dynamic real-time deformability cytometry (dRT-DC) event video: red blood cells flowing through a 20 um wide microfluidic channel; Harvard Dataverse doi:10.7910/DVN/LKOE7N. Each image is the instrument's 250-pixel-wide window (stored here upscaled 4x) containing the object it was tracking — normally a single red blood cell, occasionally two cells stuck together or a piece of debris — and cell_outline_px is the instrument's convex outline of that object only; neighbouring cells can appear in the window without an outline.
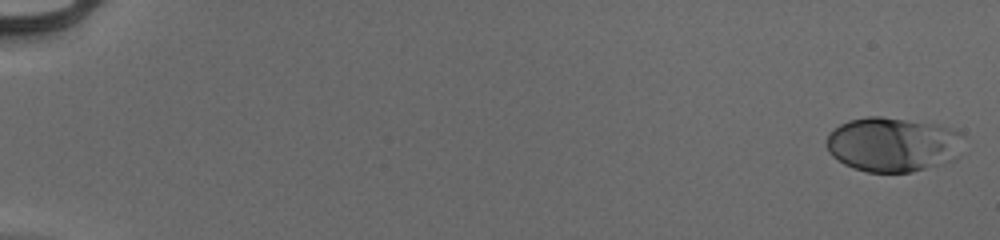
{"species": "human", "species_latin": "Homo sapiens", "temperature_condition": "cold", "stored_images_in_passage": 54, "camera_frame_rate_fps": 3000, "um_per_image_px": 0.085, "donor": {"sex": "male"}, "frame": {"image": 1, "passage_image": 1, "time_ms": 0.0, "image_size_px": [1000, 240], "cell_outline_px": [[968, 136], [960, 156], [956, 160], [912, 172], [868, 172], [852, 168], [844, 164], [832, 156], [828, 152], [828, 136], [840, 124], [848, 120], [868, 116], [880, 116], [936, 124], [952, 128]], "centroid_in_image_um": [76.0, 12.28], "position_along_channel_um": 9.0, "area_um2": 44.22}}
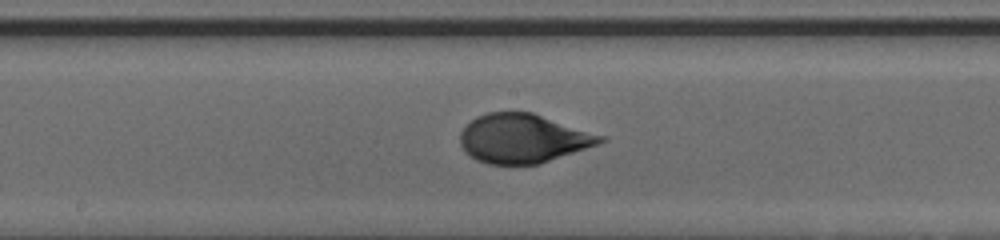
{"frame": {"image": 2, "passage_image": 31, "time_ms": 10.0, "image_size_px": [1000, 240], "cell_outline_px": [[608, 140], [540, 164], [488, 164], [476, 160], [464, 152], [460, 144], [460, 132], [476, 116], [488, 112], [532, 112], [608, 136]], "centroid_in_image_um": [44.48, 11.76], "position_along_channel_um": 203.7, "area_um2": 40.23}}
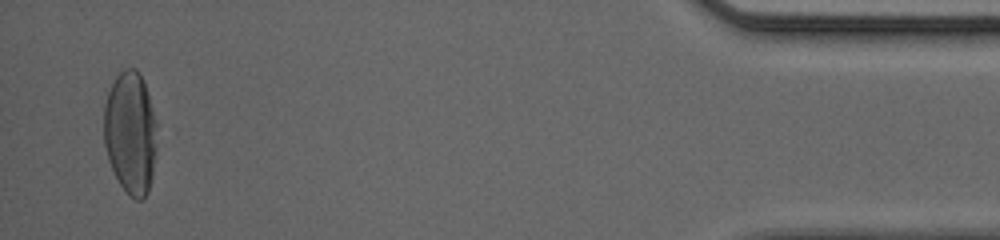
{"frame": {"image": 3, "passage_image": 53, "time_ms": 17.333, "image_size_px": [1000, 240], "cell_outline_px": [[156, 148], [152, 176], [148, 192], [140, 200], [136, 200], [120, 184], [108, 160], [104, 144], [104, 104], [108, 92], [116, 76], [124, 68], [136, 68], [140, 72], [152, 108], [156, 124]], "centroid_in_image_um": [11.08, 11.26], "position_along_channel_um": 424.1, "area_um2": 37.69}, "authors_computed_cell_mechanics": {"area_um2": 39.882, "velocity_mm_per_s": 3.9449, "shape_relaxation_time_tau1_ms": 4.0031, "shape_relaxation_time_tau2_ms": null, "deformation_change_tau1": 0.1956, "deformation_change_tau2": null}}